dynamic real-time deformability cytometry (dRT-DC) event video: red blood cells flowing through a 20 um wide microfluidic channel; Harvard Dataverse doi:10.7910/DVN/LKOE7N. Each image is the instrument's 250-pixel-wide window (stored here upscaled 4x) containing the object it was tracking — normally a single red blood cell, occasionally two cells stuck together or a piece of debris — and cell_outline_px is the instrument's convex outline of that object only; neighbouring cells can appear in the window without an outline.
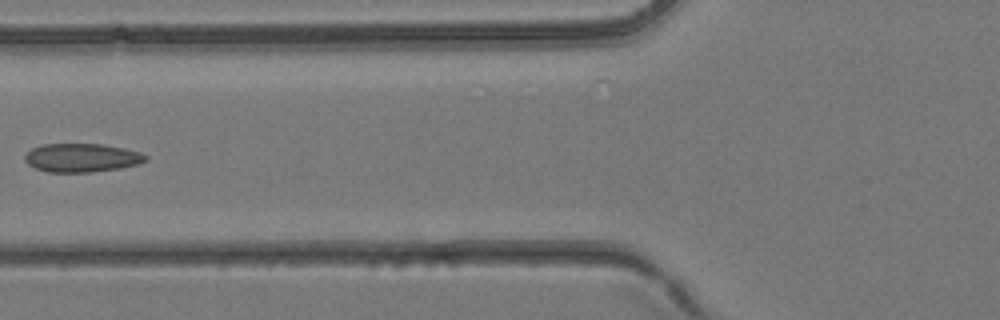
{"species": "common noctule bat (a hibernating species)", "species_latin": "Nyctalus noctula", "temperature_condition": "room temperature", "stored_images_in_passage": 3, "camera_frame_rate_fps": 3000, "um_per_image_px": 0.085, "animal": {"sex": "female", "body_mass_g": 24.6, "forearm_length_mm": 56.2}, "frame": {"image": 1, "passage_image": 3, "time_ms": 0.667, "image_size_px": [1000, 320], "cell_outline_px": [[148, 160], [136, 164], [120, 168], [92, 172], [48, 172], [36, 168], [28, 164], [24, 160], [24, 156], [32, 148], [40, 144], [100, 144], [124, 148], [140, 152], [148, 156]], "centroid_in_image_um": [6.94, 13.4], "position_along_channel_um": 118.9, "area_um2": 20.11}}